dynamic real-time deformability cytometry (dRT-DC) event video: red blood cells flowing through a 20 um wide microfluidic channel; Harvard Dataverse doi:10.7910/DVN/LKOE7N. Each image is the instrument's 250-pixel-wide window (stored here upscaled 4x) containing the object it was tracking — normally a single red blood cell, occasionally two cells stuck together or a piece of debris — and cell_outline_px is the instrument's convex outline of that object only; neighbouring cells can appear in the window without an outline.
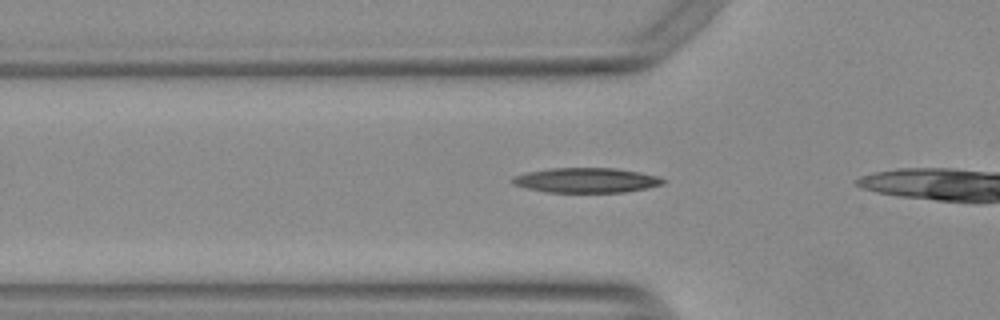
{"species": "Egyptian fruit bat (a non-hibernating species)", "species_latin": "Rousettus aegyptiacus", "temperature_condition": "warm", "stored_images_in_passage": 16, "camera_frame_rate_fps": 3000, "um_per_image_px": 0.085, "animal": {"sex": "female"}, "frame": {"image": 1, "passage_image": 10, "time_ms": 3.0, "image_size_px": [1000, 320], "cell_outline_px": [[668, 180], [664, 184], [648, 188], [624, 192], [548, 192], [528, 188], [512, 184], [512, 176], [528, 172], [548, 168], [616, 168], [640, 172], [656, 176]], "centroid_in_image_um": [49.86, 15.32], "position_along_channel_um": 75.9, "area_um2": 21.85}}
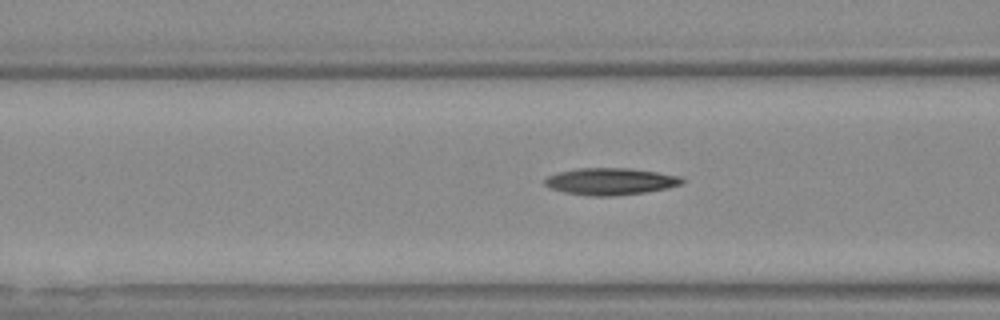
{"frame": {"image": 2, "passage_image": 13, "time_ms": 4.0, "image_size_px": [1000, 320], "cell_outline_px": [[684, 180], [680, 184], [668, 188], [644, 192], [612, 196], [588, 196], [564, 192], [548, 188], [544, 184], [544, 180], [548, 176], [560, 172], [580, 168], [632, 168], [684, 176]], "centroid_in_image_um": [51.9, 15.42], "position_along_channel_um": 114.7, "area_um2": 21.62}}